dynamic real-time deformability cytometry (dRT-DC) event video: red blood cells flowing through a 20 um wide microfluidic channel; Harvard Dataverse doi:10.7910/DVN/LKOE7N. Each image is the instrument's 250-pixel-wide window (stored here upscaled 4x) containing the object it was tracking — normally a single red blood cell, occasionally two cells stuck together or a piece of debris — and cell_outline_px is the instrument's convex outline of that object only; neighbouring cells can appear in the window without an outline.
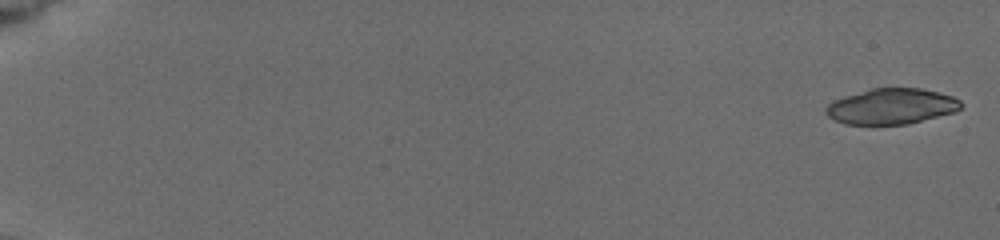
{"species": "common noctule bat (a hibernating species)", "species_latin": "Nyctalus noctula", "temperature_condition": "cold", "stored_images_in_passage": 34, "camera_frame_rate_fps": 3000, "um_per_image_px": 0.085, "animal": {"sex": "female", "body_mass_g": 19.5, "forearm_length_mm": 54.1}, "frame": {"image": 1, "passage_image": 1, "time_ms": 0.0, "image_size_px": [1000, 240], "cell_outline_px": [[964, 104], [956, 112], [908, 124], [844, 124], [828, 116], [824, 108], [828, 104], [844, 96], [872, 88], [920, 88], [952, 96], [960, 100]], "centroid_in_image_um": [75.8, 9.04], "position_along_channel_um": 9.2, "area_um2": 27.98}}
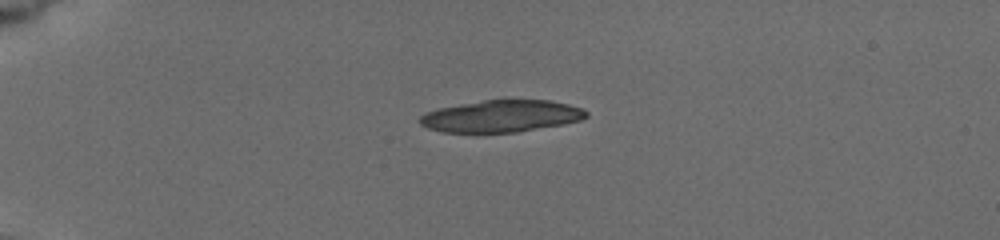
{"frame": {"image": 2, "passage_image": 10, "time_ms": 4.667, "image_size_px": [1000, 240], "cell_outline_px": [[588, 116], [580, 120], [564, 124], [516, 132], [440, 132], [428, 128], [420, 124], [420, 116], [428, 112], [440, 108], [460, 104], [504, 96], [548, 100], [568, 104], [580, 108], [588, 112]], "centroid_in_image_um": [42.65, 9.83], "position_along_channel_um": 42.4, "area_um2": 31.67}}
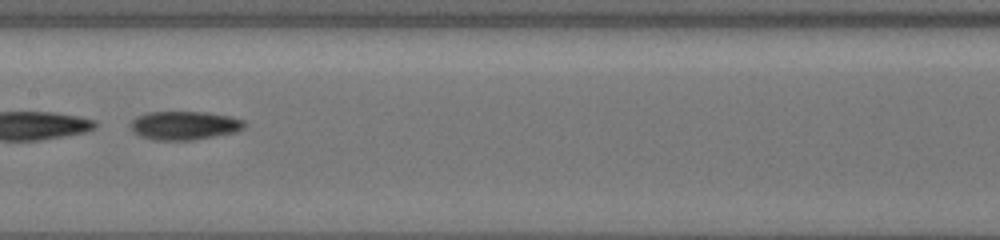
{"frame": {"image": 3, "passage_image": 20, "time_ms": 10.0, "image_size_px": [1000, 240], "cell_outline_px": [[244, 128], [236, 132], [192, 140], [156, 140], [140, 136], [132, 128], [132, 120], [136, 116], [148, 112], [204, 112], [232, 116], [244, 120]], "centroid_in_image_um": [15.7, 10.66], "position_along_channel_um": 191.7, "area_um2": 18.84}, "authors_computed_cell_mechanics": {"area_um2": 29.1023, "velocity_mm_per_s": 3.8663, "shape_relaxation_time_tau1_ms": 6.2727, "shape_relaxation_time_tau2_ms": null, "deformation_change_tau1": 0.0916, "deformation_change_tau2": null}}